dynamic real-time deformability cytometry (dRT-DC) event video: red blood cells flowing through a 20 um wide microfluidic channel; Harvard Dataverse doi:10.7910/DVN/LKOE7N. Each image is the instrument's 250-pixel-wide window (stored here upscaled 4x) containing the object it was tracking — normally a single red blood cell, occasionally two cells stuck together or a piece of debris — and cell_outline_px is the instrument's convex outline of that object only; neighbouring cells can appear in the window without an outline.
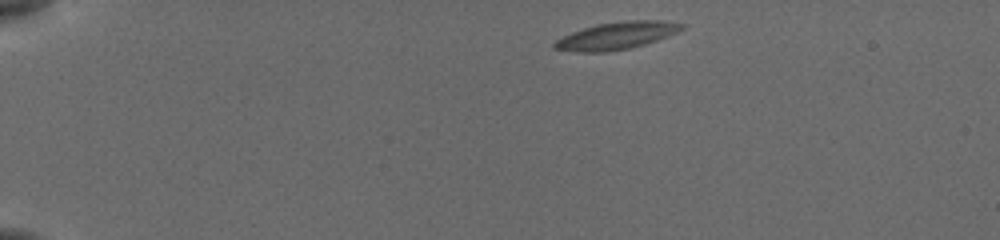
{"species": "common noctule bat (a hibernating species)", "species_latin": "Nyctalus noctula", "temperature_condition": "cold", "stored_images_in_passage": 46, "camera_frame_rate_fps": 3000, "um_per_image_px": 0.085, "animal": {"sex": "female", "body_mass_g": 19.5, "forearm_length_mm": 54.1}, "frame": {"image": 1, "passage_image": 1, "time_ms": 0.0, "image_size_px": [1000, 240], "cell_outline_px": [[684, 28], [668, 36], [644, 44], [628, 48], [604, 52], [576, 52], [552, 48], [552, 44], [556, 40], [572, 32], [596, 24], [628, 20], [664, 20], [684, 24]], "centroid_in_image_um": [52.4, 3.03], "position_along_channel_um": 32.6, "area_um2": 20.11}}
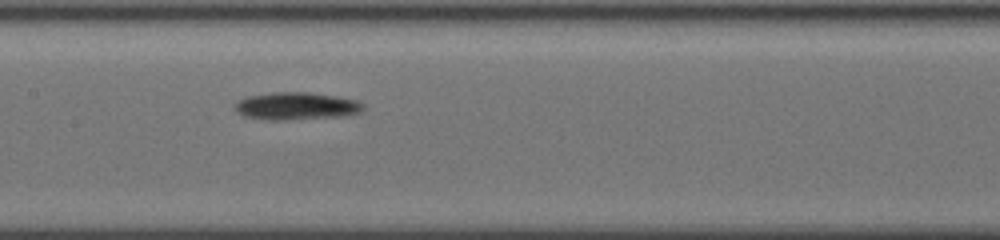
{"frame": {"image": 2, "passage_image": 20, "time_ms": 6.333, "image_size_px": [1000, 240], "cell_outline_px": [[364, 108], [360, 112], [344, 116], [284, 120], [268, 120], [244, 116], [236, 112], [232, 104], [236, 100], [248, 96], [272, 92], [308, 92], [336, 96], [356, 100], [364, 104]], "centroid_in_image_um": [25.13, 9.01], "position_along_channel_um": 182.3, "area_um2": 20.81}}
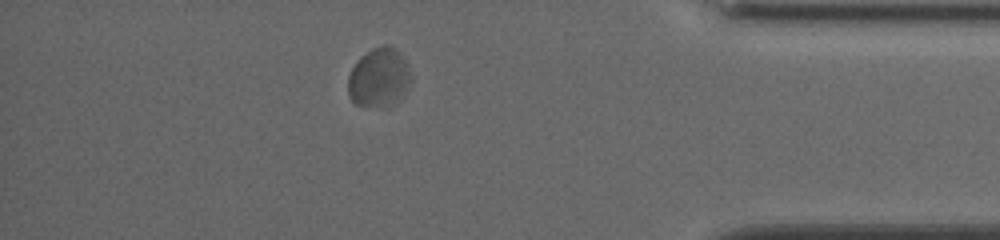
{"frame": {"image": 3, "passage_image": 40, "time_ms": 13.0, "image_size_px": [1000, 240], "cell_outline_px": [[412, 80], [408, 88], [400, 100], [396, 104], [356, 104], [348, 96], [348, 76], [356, 60], [360, 56], [372, 48], [384, 44], [388, 44], [396, 48], [400, 52], [408, 64]], "centroid_in_image_um": [32.24, 6.53], "position_along_channel_um": 403.0, "area_um2": 21.73}, "authors_computed_cell_mechanics": {"area_um2": 19.4208, "velocity_mm_per_s": 3.7049, "shape_relaxation_time_tau1_ms": 0.9181, "shape_relaxation_time_tau2_ms": 2.9326, "deformation_change_tau1": 0.0965, "deformation_change_tau2": 0.0396}}